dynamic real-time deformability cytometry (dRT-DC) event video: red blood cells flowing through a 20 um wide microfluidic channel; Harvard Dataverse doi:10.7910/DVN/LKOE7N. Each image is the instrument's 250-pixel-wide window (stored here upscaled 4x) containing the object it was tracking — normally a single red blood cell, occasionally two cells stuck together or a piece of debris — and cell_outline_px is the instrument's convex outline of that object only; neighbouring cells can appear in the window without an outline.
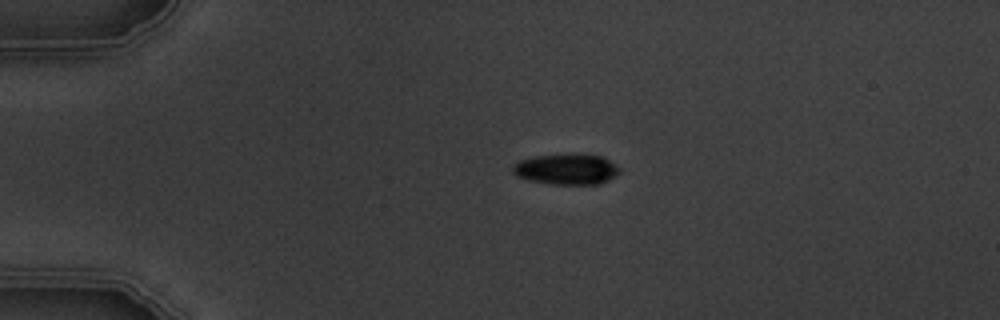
{"species": "common noctule bat (a hibernating species)", "species_latin": "Nyctalus noctula", "temperature_condition": "warm", "stored_images_in_passage": 2, "camera_frame_rate_fps": 3000, "um_per_image_px": 0.085, "animal": {"sex": "male", "body_mass_g": 19.5, "forearm_length_mm": 54.6}, "frame": {"image": 1, "passage_image": 1, "time_ms": 0.0, "image_size_px": [1000, 320], "cell_outline_px": [[620, 172], [616, 176], [600, 184], [552, 184], [528, 180], [516, 176], [512, 172], [512, 164], [520, 160], [536, 156], [600, 156], [608, 160], [620, 168]], "centroid_in_image_um": [48.12, 14.42], "position_along_channel_um": 36.9, "area_um2": 18.55}}